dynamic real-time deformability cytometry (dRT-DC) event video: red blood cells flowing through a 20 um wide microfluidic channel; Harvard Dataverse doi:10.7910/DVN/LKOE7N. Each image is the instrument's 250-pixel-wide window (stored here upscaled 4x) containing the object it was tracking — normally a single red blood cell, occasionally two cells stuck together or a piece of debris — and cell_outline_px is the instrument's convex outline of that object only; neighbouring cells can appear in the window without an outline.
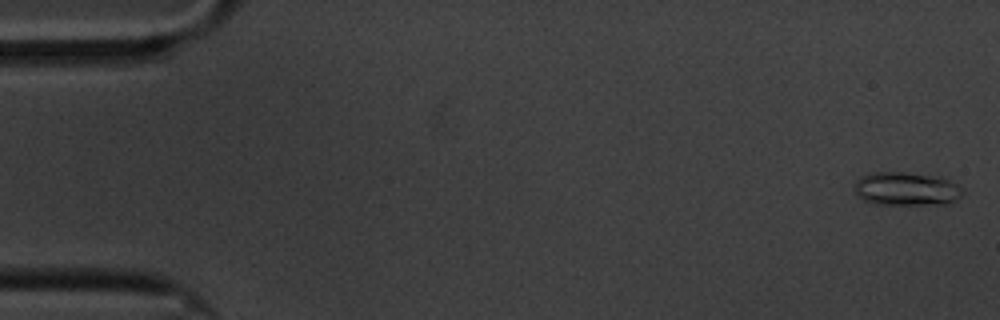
{"species": "common noctule bat (a hibernating species)", "species_latin": "Nyctalus noctula", "temperature_condition": "cold", "stored_images_in_passage": 59, "camera_frame_rate_fps": 3000, "um_per_image_px": 0.085, "animal": {"sex": "male", "body_mass_g": 20.1, "forearm_length_mm": 53.5}, "frame": {"image": 1, "passage_image": 2, "time_ms": 0.333, "image_size_px": [1000, 320], "cell_outline_px": [[964, 192], [960, 196], [948, 204], [872, 204], [864, 200], [852, 192], [852, 188], [856, 180], [860, 176], [872, 172], [904, 172], [940, 176], [964, 188]], "centroid_in_image_um": [76.99, 16.04], "position_along_channel_um": 8.0, "area_um2": 21.5}}
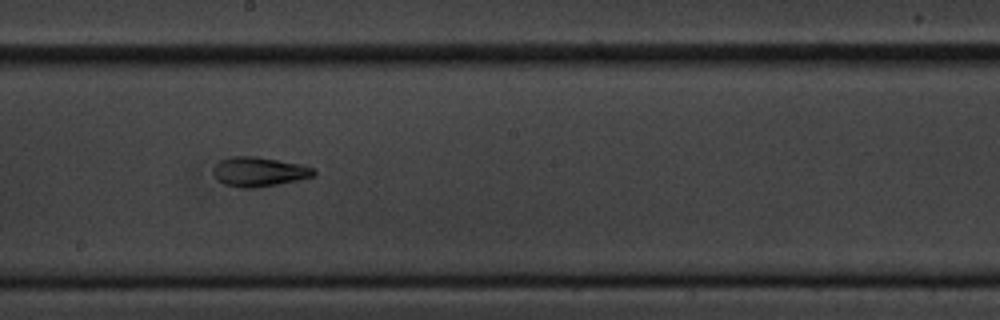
{"frame": {"image": 2, "passage_image": 33, "time_ms": 10.667, "image_size_px": [1000, 320], "cell_outline_px": [[316, 176], [300, 180], [256, 188], [240, 188], [224, 184], [216, 180], [212, 172], [216, 164], [220, 160], [228, 156], [256, 156], [300, 164], [316, 168]], "centroid_in_image_um": [22.02, 14.6], "position_along_channel_um": 226.2, "area_um2": 17.63}}
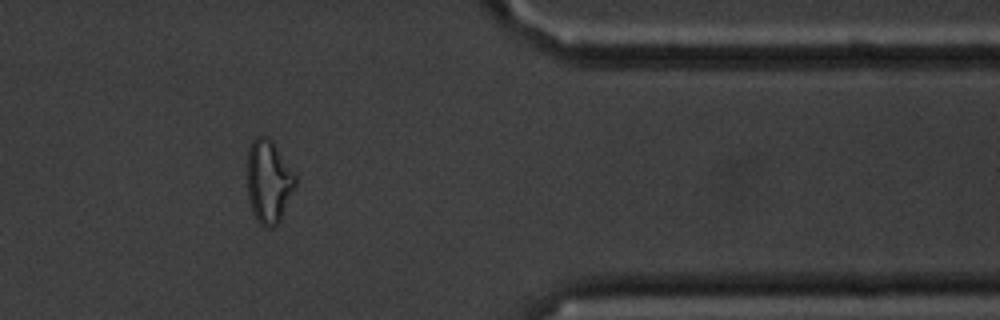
{"frame": {"image": 3, "passage_image": 49, "time_ms": 16.0, "image_size_px": [1000, 320], "cell_outline_px": [[296, 184], [280, 220], [272, 228], [264, 228], [260, 224], [252, 212], [248, 196], [248, 148], [252, 140], [256, 136], [268, 136], [272, 140], [296, 176]], "centroid_in_image_um": [22.82, 15.42], "position_along_channel_um": 388.6, "area_um2": 23.18}, "authors_computed_cell_mechanics": {"area_um2": 17.629, "velocity_mm_per_s": 3.4001, "shape_relaxation_time_tau1_ms": null, "shape_relaxation_time_tau2_ms": 3.1799, "deformation_change_tau1": null, "deformation_change_tau2": 0.1084}}